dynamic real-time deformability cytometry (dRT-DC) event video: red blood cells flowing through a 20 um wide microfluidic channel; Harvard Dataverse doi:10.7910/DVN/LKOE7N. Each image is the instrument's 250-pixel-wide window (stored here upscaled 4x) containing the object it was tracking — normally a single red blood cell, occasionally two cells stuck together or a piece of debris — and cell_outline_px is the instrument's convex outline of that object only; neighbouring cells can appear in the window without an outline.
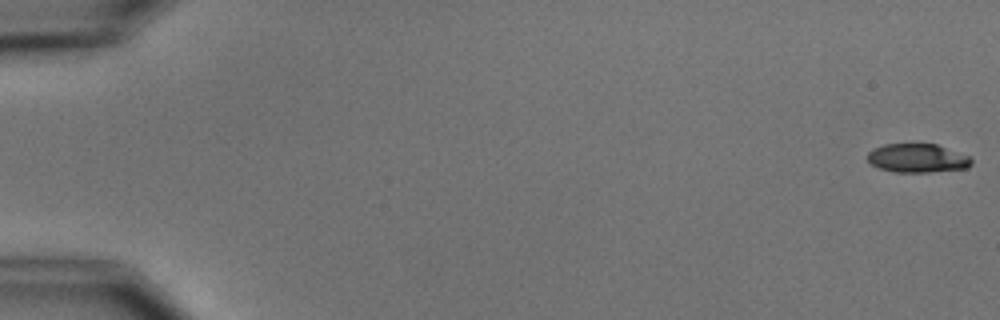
{"species": "common noctule bat (a hibernating species)", "species_latin": "Nyctalus noctula", "temperature_condition": "cold", "stored_images_in_passage": 4, "camera_frame_rate_fps": 3000, "um_per_image_px": 0.085, "animal": {"sex": "male", "body_mass_g": 15.6}, "frame": {"image": 1, "passage_image": 1, "time_ms": 0.0, "image_size_px": [1000, 320], "cell_outline_px": [[972, 164], [968, 168], [928, 172], [896, 172], [880, 168], [872, 164], [868, 160], [868, 152], [884, 144], [912, 140], [936, 144], [968, 156], [972, 160]], "centroid_in_image_um": [77.97, 13.39], "position_along_channel_um": 7.0, "area_um2": 17.92}}